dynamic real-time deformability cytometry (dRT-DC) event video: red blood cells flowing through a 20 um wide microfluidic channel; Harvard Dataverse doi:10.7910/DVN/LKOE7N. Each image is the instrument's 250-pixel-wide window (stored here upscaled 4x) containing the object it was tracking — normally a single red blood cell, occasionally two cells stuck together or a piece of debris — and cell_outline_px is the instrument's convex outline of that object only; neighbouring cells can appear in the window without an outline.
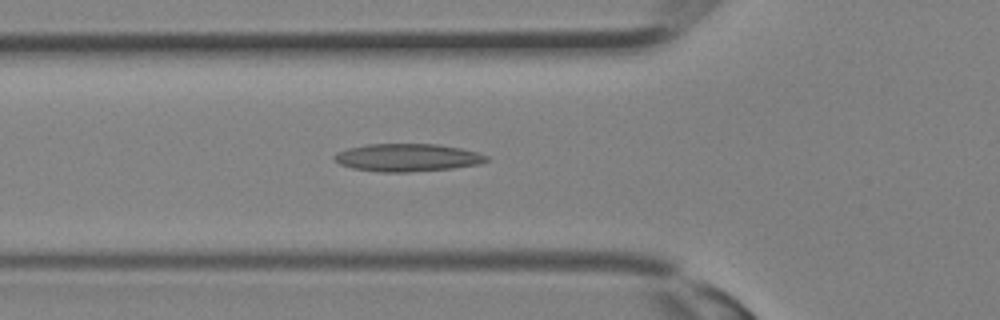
{"species": "Egyptian fruit bat (a non-hibernating species)", "species_latin": "Rousettus aegyptiacus", "temperature_condition": "room temperature", "stored_images_in_passage": 32, "camera_frame_rate_fps": 3000, "um_per_image_px": 0.085, "animal": {"sex": "female"}, "frame": {"image": 1, "passage_image": 11, "time_ms": 3.333, "image_size_px": [1000, 320], "cell_outline_px": [[488, 160], [480, 164], [452, 168], [408, 172], [380, 172], [352, 168], [340, 164], [332, 156], [336, 152], [348, 148], [364, 144], [436, 144], [460, 148], [480, 152], [488, 156]], "centroid_in_image_um": [34.63, 13.39], "position_along_channel_um": 91.2, "area_um2": 24.68}}
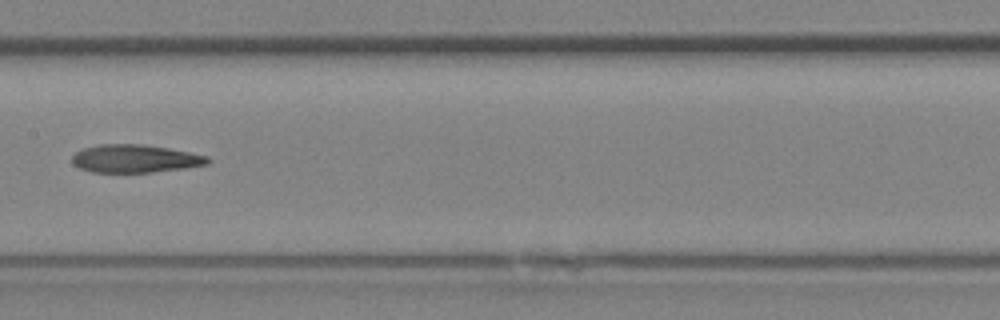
{"frame": {"image": 2, "passage_image": 16, "time_ms": 5.0, "image_size_px": [1000, 320], "cell_outline_px": [[212, 160], [208, 164], [184, 168], [152, 172], [92, 172], [80, 168], [72, 164], [72, 156], [80, 148], [100, 144], [144, 144], [168, 148], [208, 156]], "centroid_in_image_um": [11.46, 13.48], "position_along_channel_um": 195.9, "area_um2": 22.2}}
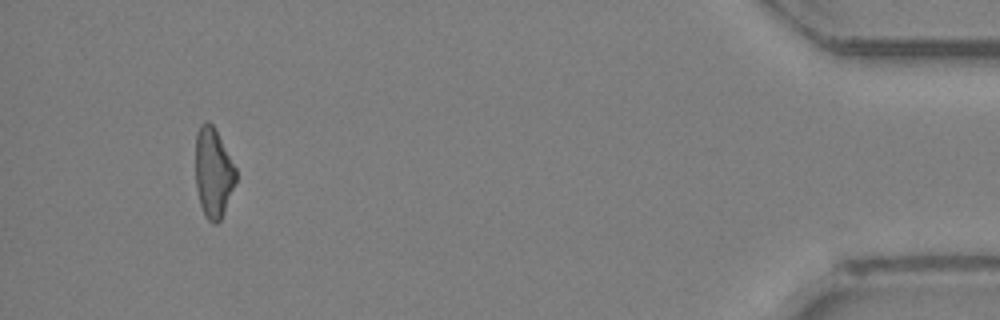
{"frame": {"image": 3, "passage_image": 30, "time_ms": 9.667, "image_size_px": [1000, 320], "cell_outline_px": [[236, 180], [224, 212], [220, 220], [216, 224], [212, 224], [204, 216], [200, 204], [196, 188], [196, 132], [200, 124], [204, 120], [208, 120], [212, 124], [236, 168]], "centroid_in_image_um": [18.11, 14.69], "position_along_channel_um": 417.1, "area_um2": 21.04}}